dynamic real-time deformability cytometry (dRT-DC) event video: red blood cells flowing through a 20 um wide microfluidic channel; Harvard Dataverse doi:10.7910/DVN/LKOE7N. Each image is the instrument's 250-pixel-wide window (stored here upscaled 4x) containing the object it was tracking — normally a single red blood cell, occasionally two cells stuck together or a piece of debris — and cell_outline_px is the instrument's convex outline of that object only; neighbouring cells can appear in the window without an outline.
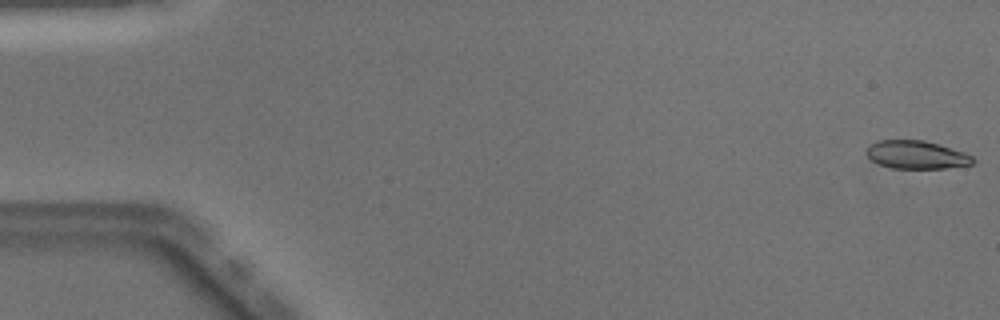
{"species": "Egyptian fruit bat (a non-hibernating species)", "species_latin": "Rousettus aegyptiacus", "temperature_condition": "warm", "stored_images_in_passage": 20, "camera_frame_rate_fps": 3000, "um_per_image_px": 0.085, "animal": {"sex": "male"}, "frame": {"image": 1, "passage_image": 1, "time_ms": 0.0, "image_size_px": [1000, 320], "cell_outline_px": [[976, 160], [972, 164], [944, 168], [892, 168], [880, 164], [872, 160], [864, 152], [868, 144], [876, 140], [924, 140], [940, 144], [964, 152], [972, 156]], "centroid_in_image_um": [77.87, 13.14], "position_along_channel_um": 7.1, "area_um2": 17.57}}
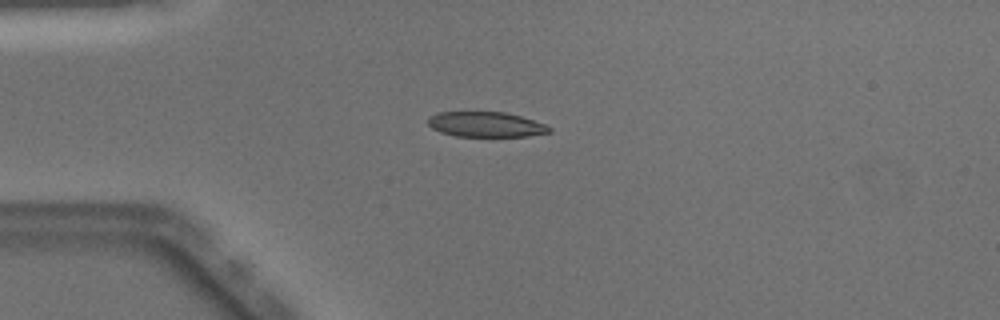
{"frame": {"image": 2, "passage_image": 13, "time_ms": 4.0, "image_size_px": [1000, 320], "cell_outline_px": [[552, 132], [528, 136], [456, 136], [440, 132], [432, 128], [428, 124], [428, 116], [436, 112], [504, 112], [520, 116], [544, 124], [552, 128]], "centroid_in_image_um": [41.27, 10.57], "position_along_channel_um": 43.7, "area_um2": 17.74}}
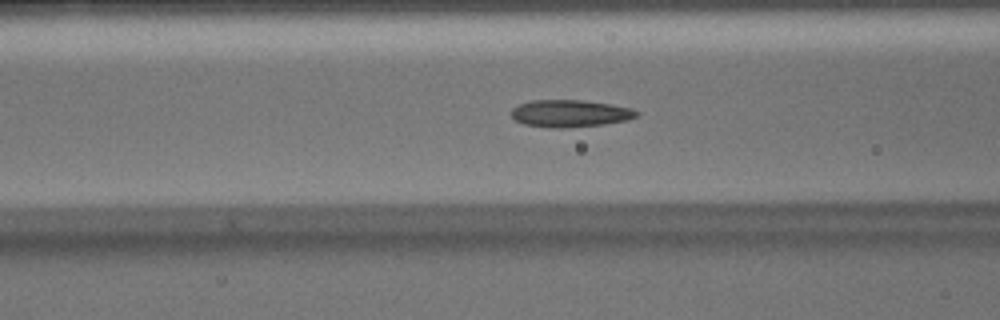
{"frame": {"image": 3, "passage_image": 20, "time_ms": 6.333, "image_size_px": [1000, 320], "cell_outline_px": [[640, 112], [636, 116], [628, 120], [604, 124], [560, 128], [552, 128], [524, 124], [516, 120], [512, 116], [512, 108], [520, 104], [532, 100], [584, 100], [612, 104], [632, 108]], "centroid_in_image_um": [48.48, 9.63], "position_along_channel_um": 118.1, "area_um2": 19.83}}